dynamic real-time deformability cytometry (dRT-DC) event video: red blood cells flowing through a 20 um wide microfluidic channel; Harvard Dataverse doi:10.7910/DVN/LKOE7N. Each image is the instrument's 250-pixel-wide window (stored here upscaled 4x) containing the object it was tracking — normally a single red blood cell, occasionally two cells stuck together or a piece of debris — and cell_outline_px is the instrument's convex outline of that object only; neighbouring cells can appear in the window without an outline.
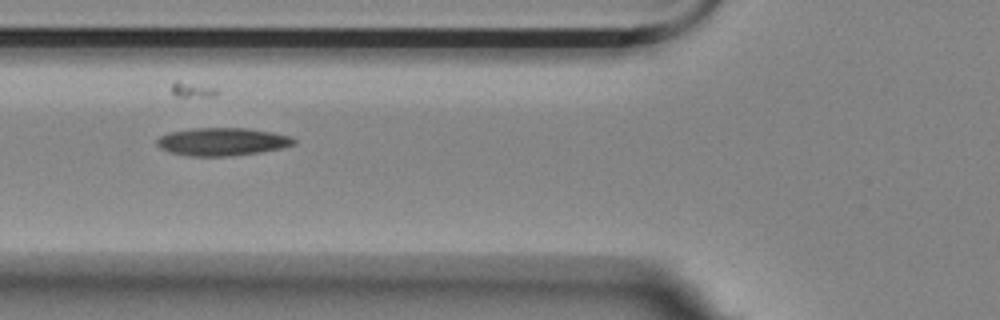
{"species": "Egyptian fruit bat (a non-hibernating species)", "species_latin": "Rousettus aegyptiacus", "temperature_condition": "room temperature", "stored_images_in_passage": 8, "segment_of_instrument_passage": [1, 2], "camera_frame_rate_fps": 3000, "um_per_image_px": 0.085, "animal": {"sex": "female"}, "frame": {"image": 1, "passage_image": 3, "time_ms": 2.333, "image_size_px": [1000, 320], "cell_outline_px": [[296, 144], [280, 148], [260, 152], [232, 156], [188, 156], [172, 152], [160, 148], [156, 144], [156, 140], [160, 136], [168, 132], [192, 128], [248, 128], [272, 132], [292, 136], [296, 140]], "centroid_in_image_um": [18.9, 12.04], "position_along_channel_um": 106.9, "area_um2": 22.37}}
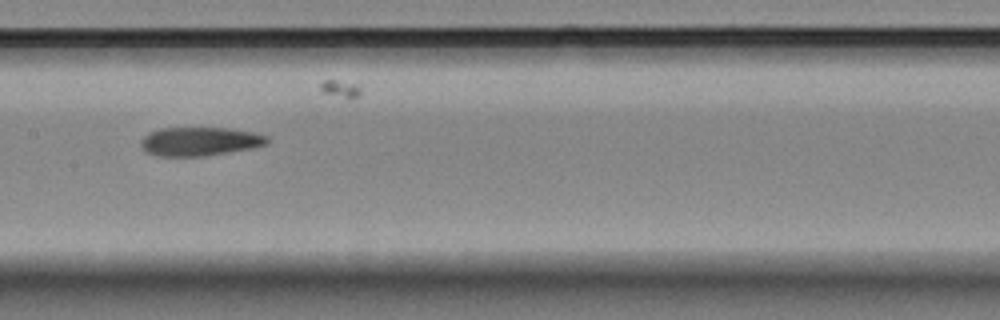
{"frame": {"image": 2, "passage_image": 5, "time_ms": 4.667, "image_size_px": [1000, 320], "cell_outline_px": [[268, 144], [252, 148], [204, 156], [156, 156], [144, 152], [140, 148], [140, 140], [148, 132], [160, 128], [228, 128], [252, 132], [268, 136]], "centroid_in_image_um": [16.92, 12.02], "position_along_channel_um": 190.5, "area_um2": 21.33}}
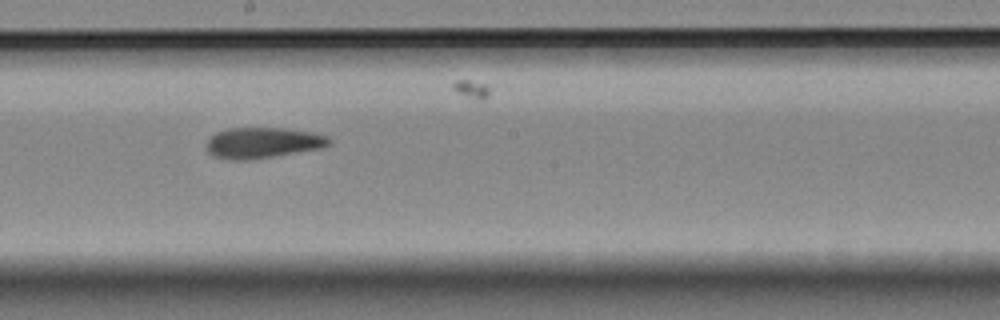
{"frame": {"image": 3, "passage_image": 6, "time_ms": 5.667, "image_size_px": [1000, 320], "cell_outline_px": [[332, 144], [320, 148], [248, 160], [228, 160], [212, 156], [208, 152], [208, 140], [216, 132], [228, 128], [284, 128], [312, 132], [328, 136], [332, 140]], "centroid_in_image_um": [22.34, 12.13], "position_along_channel_um": 225.9, "area_um2": 21.91}}